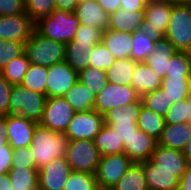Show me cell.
<instances>
[{
  "mask_svg": "<svg viewBox=\"0 0 191 190\" xmlns=\"http://www.w3.org/2000/svg\"><path fill=\"white\" fill-rule=\"evenodd\" d=\"M76 111L63 97L47 98L40 125L52 131L65 133Z\"/></svg>",
  "mask_w": 191,
  "mask_h": 190,
  "instance_id": "11",
  "label": "cell"
},
{
  "mask_svg": "<svg viewBox=\"0 0 191 190\" xmlns=\"http://www.w3.org/2000/svg\"><path fill=\"white\" fill-rule=\"evenodd\" d=\"M165 76H191V53H175L168 61V72Z\"/></svg>",
  "mask_w": 191,
  "mask_h": 190,
  "instance_id": "41",
  "label": "cell"
},
{
  "mask_svg": "<svg viewBox=\"0 0 191 190\" xmlns=\"http://www.w3.org/2000/svg\"><path fill=\"white\" fill-rule=\"evenodd\" d=\"M142 105V98H140L126 106L109 110L104 114V123L137 124Z\"/></svg>",
  "mask_w": 191,
  "mask_h": 190,
  "instance_id": "29",
  "label": "cell"
},
{
  "mask_svg": "<svg viewBox=\"0 0 191 190\" xmlns=\"http://www.w3.org/2000/svg\"><path fill=\"white\" fill-rule=\"evenodd\" d=\"M88 55L90 57L89 67H94L103 71H107L116 60L102 42L96 44Z\"/></svg>",
  "mask_w": 191,
  "mask_h": 190,
  "instance_id": "40",
  "label": "cell"
},
{
  "mask_svg": "<svg viewBox=\"0 0 191 190\" xmlns=\"http://www.w3.org/2000/svg\"><path fill=\"white\" fill-rule=\"evenodd\" d=\"M161 88L171 104L187 99L191 94V76H165Z\"/></svg>",
  "mask_w": 191,
  "mask_h": 190,
  "instance_id": "26",
  "label": "cell"
},
{
  "mask_svg": "<svg viewBox=\"0 0 191 190\" xmlns=\"http://www.w3.org/2000/svg\"><path fill=\"white\" fill-rule=\"evenodd\" d=\"M183 154L185 156V159L187 161L188 165H191V138L185 148L183 149Z\"/></svg>",
  "mask_w": 191,
  "mask_h": 190,
  "instance_id": "57",
  "label": "cell"
},
{
  "mask_svg": "<svg viewBox=\"0 0 191 190\" xmlns=\"http://www.w3.org/2000/svg\"><path fill=\"white\" fill-rule=\"evenodd\" d=\"M103 32L97 27L80 25L75 38L67 44H77L82 47H94L102 40Z\"/></svg>",
  "mask_w": 191,
  "mask_h": 190,
  "instance_id": "43",
  "label": "cell"
},
{
  "mask_svg": "<svg viewBox=\"0 0 191 190\" xmlns=\"http://www.w3.org/2000/svg\"><path fill=\"white\" fill-rule=\"evenodd\" d=\"M95 145L101 155H113L124 153V143L120 141L115 130L104 124L94 139Z\"/></svg>",
  "mask_w": 191,
  "mask_h": 190,
  "instance_id": "27",
  "label": "cell"
},
{
  "mask_svg": "<svg viewBox=\"0 0 191 190\" xmlns=\"http://www.w3.org/2000/svg\"><path fill=\"white\" fill-rule=\"evenodd\" d=\"M148 0H121L120 9L129 11H144Z\"/></svg>",
  "mask_w": 191,
  "mask_h": 190,
  "instance_id": "51",
  "label": "cell"
},
{
  "mask_svg": "<svg viewBox=\"0 0 191 190\" xmlns=\"http://www.w3.org/2000/svg\"><path fill=\"white\" fill-rule=\"evenodd\" d=\"M66 44L55 42L35 30L24 43V53L31 64L49 67L65 60Z\"/></svg>",
  "mask_w": 191,
  "mask_h": 190,
  "instance_id": "3",
  "label": "cell"
},
{
  "mask_svg": "<svg viewBox=\"0 0 191 190\" xmlns=\"http://www.w3.org/2000/svg\"><path fill=\"white\" fill-rule=\"evenodd\" d=\"M12 168H36L35 158L29 147L13 150Z\"/></svg>",
  "mask_w": 191,
  "mask_h": 190,
  "instance_id": "46",
  "label": "cell"
},
{
  "mask_svg": "<svg viewBox=\"0 0 191 190\" xmlns=\"http://www.w3.org/2000/svg\"><path fill=\"white\" fill-rule=\"evenodd\" d=\"M69 139L64 133L52 131L39 123L36 125L29 148L39 170L55 158L66 155Z\"/></svg>",
  "mask_w": 191,
  "mask_h": 190,
  "instance_id": "1",
  "label": "cell"
},
{
  "mask_svg": "<svg viewBox=\"0 0 191 190\" xmlns=\"http://www.w3.org/2000/svg\"><path fill=\"white\" fill-rule=\"evenodd\" d=\"M38 123L19 114L7 115V141L13 148L29 147Z\"/></svg>",
  "mask_w": 191,
  "mask_h": 190,
  "instance_id": "16",
  "label": "cell"
},
{
  "mask_svg": "<svg viewBox=\"0 0 191 190\" xmlns=\"http://www.w3.org/2000/svg\"><path fill=\"white\" fill-rule=\"evenodd\" d=\"M13 85L0 74V116L10 114V96Z\"/></svg>",
  "mask_w": 191,
  "mask_h": 190,
  "instance_id": "47",
  "label": "cell"
},
{
  "mask_svg": "<svg viewBox=\"0 0 191 190\" xmlns=\"http://www.w3.org/2000/svg\"><path fill=\"white\" fill-rule=\"evenodd\" d=\"M165 38L177 52L191 53V4H173Z\"/></svg>",
  "mask_w": 191,
  "mask_h": 190,
  "instance_id": "4",
  "label": "cell"
},
{
  "mask_svg": "<svg viewBox=\"0 0 191 190\" xmlns=\"http://www.w3.org/2000/svg\"><path fill=\"white\" fill-rule=\"evenodd\" d=\"M133 163L125 153L102 156L95 173L98 187L111 189Z\"/></svg>",
  "mask_w": 191,
  "mask_h": 190,
  "instance_id": "9",
  "label": "cell"
},
{
  "mask_svg": "<svg viewBox=\"0 0 191 190\" xmlns=\"http://www.w3.org/2000/svg\"><path fill=\"white\" fill-rule=\"evenodd\" d=\"M137 61L132 58L116 59L106 71L109 83L132 86V79Z\"/></svg>",
  "mask_w": 191,
  "mask_h": 190,
  "instance_id": "28",
  "label": "cell"
},
{
  "mask_svg": "<svg viewBox=\"0 0 191 190\" xmlns=\"http://www.w3.org/2000/svg\"><path fill=\"white\" fill-rule=\"evenodd\" d=\"M79 81L86 85L95 95L99 94L108 83L106 71L87 67L78 73Z\"/></svg>",
  "mask_w": 191,
  "mask_h": 190,
  "instance_id": "36",
  "label": "cell"
},
{
  "mask_svg": "<svg viewBox=\"0 0 191 190\" xmlns=\"http://www.w3.org/2000/svg\"><path fill=\"white\" fill-rule=\"evenodd\" d=\"M7 174L13 190H38L37 168H11Z\"/></svg>",
  "mask_w": 191,
  "mask_h": 190,
  "instance_id": "32",
  "label": "cell"
},
{
  "mask_svg": "<svg viewBox=\"0 0 191 190\" xmlns=\"http://www.w3.org/2000/svg\"><path fill=\"white\" fill-rule=\"evenodd\" d=\"M168 1L174 4H179V3L191 4V0H168Z\"/></svg>",
  "mask_w": 191,
  "mask_h": 190,
  "instance_id": "58",
  "label": "cell"
},
{
  "mask_svg": "<svg viewBox=\"0 0 191 190\" xmlns=\"http://www.w3.org/2000/svg\"><path fill=\"white\" fill-rule=\"evenodd\" d=\"M178 190H191V165H187L184 174L179 180Z\"/></svg>",
  "mask_w": 191,
  "mask_h": 190,
  "instance_id": "54",
  "label": "cell"
},
{
  "mask_svg": "<svg viewBox=\"0 0 191 190\" xmlns=\"http://www.w3.org/2000/svg\"><path fill=\"white\" fill-rule=\"evenodd\" d=\"M87 0H76L77 5L86 2Z\"/></svg>",
  "mask_w": 191,
  "mask_h": 190,
  "instance_id": "60",
  "label": "cell"
},
{
  "mask_svg": "<svg viewBox=\"0 0 191 190\" xmlns=\"http://www.w3.org/2000/svg\"><path fill=\"white\" fill-rule=\"evenodd\" d=\"M190 138L191 125L188 122L182 124H165L163 133L158 139V144L183 151Z\"/></svg>",
  "mask_w": 191,
  "mask_h": 190,
  "instance_id": "21",
  "label": "cell"
},
{
  "mask_svg": "<svg viewBox=\"0 0 191 190\" xmlns=\"http://www.w3.org/2000/svg\"><path fill=\"white\" fill-rule=\"evenodd\" d=\"M163 78L156 75L144 62H138L132 79V87L142 97L144 94L161 88Z\"/></svg>",
  "mask_w": 191,
  "mask_h": 190,
  "instance_id": "22",
  "label": "cell"
},
{
  "mask_svg": "<svg viewBox=\"0 0 191 190\" xmlns=\"http://www.w3.org/2000/svg\"><path fill=\"white\" fill-rule=\"evenodd\" d=\"M25 12L24 0H0V16H11Z\"/></svg>",
  "mask_w": 191,
  "mask_h": 190,
  "instance_id": "48",
  "label": "cell"
},
{
  "mask_svg": "<svg viewBox=\"0 0 191 190\" xmlns=\"http://www.w3.org/2000/svg\"><path fill=\"white\" fill-rule=\"evenodd\" d=\"M0 190H13L8 174L0 176Z\"/></svg>",
  "mask_w": 191,
  "mask_h": 190,
  "instance_id": "56",
  "label": "cell"
},
{
  "mask_svg": "<svg viewBox=\"0 0 191 190\" xmlns=\"http://www.w3.org/2000/svg\"><path fill=\"white\" fill-rule=\"evenodd\" d=\"M74 111H89L94 109L96 95L80 81L76 82L63 96Z\"/></svg>",
  "mask_w": 191,
  "mask_h": 190,
  "instance_id": "25",
  "label": "cell"
},
{
  "mask_svg": "<svg viewBox=\"0 0 191 190\" xmlns=\"http://www.w3.org/2000/svg\"><path fill=\"white\" fill-rule=\"evenodd\" d=\"M74 13L81 25L97 27L102 32L109 28L110 15L96 0H87L77 5Z\"/></svg>",
  "mask_w": 191,
  "mask_h": 190,
  "instance_id": "18",
  "label": "cell"
},
{
  "mask_svg": "<svg viewBox=\"0 0 191 190\" xmlns=\"http://www.w3.org/2000/svg\"><path fill=\"white\" fill-rule=\"evenodd\" d=\"M158 140L137 128L124 143V153L134 162L141 163L151 158Z\"/></svg>",
  "mask_w": 191,
  "mask_h": 190,
  "instance_id": "17",
  "label": "cell"
},
{
  "mask_svg": "<svg viewBox=\"0 0 191 190\" xmlns=\"http://www.w3.org/2000/svg\"><path fill=\"white\" fill-rule=\"evenodd\" d=\"M189 106L187 99L180 100L171 105L168 112L164 116L165 124H177L188 122Z\"/></svg>",
  "mask_w": 191,
  "mask_h": 190,
  "instance_id": "45",
  "label": "cell"
},
{
  "mask_svg": "<svg viewBox=\"0 0 191 190\" xmlns=\"http://www.w3.org/2000/svg\"><path fill=\"white\" fill-rule=\"evenodd\" d=\"M47 80L48 70L46 66L30 64L21 85L46 95Z\"/></svg>",
  "mask_w": 191,
  "mask_h": 190,
  "instance_id": "33",
  "label": "cell"
},
{
  "mask_svg": "<svg viewBox=\"0 0 191 190\" xmlns=\"http://www.w3.org/2000/svg\"><path fill=\"white\" fill-rule=\"evenodd\" d=\"M72 172L66 157H58L38 170V190H63Z\"/></svg>",
  "mask_w": 191,
  "mask_h": 190,
  "instance_id": "13",
  "label": "cell"
},
{
  "mask_svg": "<svg viewBox=\"0 0 191 190\" xmlns=\"http://www.w3.org/2000/svg\"><path fill=\"white\" fill-rule=\"evenodd\" d=\"M80 25L75 13L55 9L35 23V31L55 42L67 44L75 38Z\"/></svg>",
  "mask_w": 191,
  "mask_h": 190,
  "instance_id": "2",
  "label": "cell"
},
{
  "mask_svg": "<svg viewBox=\"0 0 191 190\" xmlns=\"http://www.w3.org/2000/svg\"><path fill=\"white\" fill-rule=\"evenodd\" d=\"M132 42L131 58L137 62H144L153 51L155 41L148 37L145 32L138 31L133 33Z\"/></svg>",
  "mask_w": 191,
  "mask_h": 190,
  "instance_id": "37",
  "label": "cell"
},
{
  "mask_svg": "<svg viewBox=\"0 0 191 190\" xmlns=\"http://www.w3.org/2000/svg\"><path fill=\"white\" fill-rule=\"evenodd\" d=\"M7 144V116H0V145Z\"/></svg>",
  "mask_w": 191,
  "mask_h": 190,
  "instance_id": "55",
  "label": "cell"
},
{
  "mask_svg": "<svg viewBox=\"0 0 191 190\" xmlns=\"http://www.w3.org/2000/svg\"><path fill=\"white\" fill-rule=\"evenodd\" d=\"M65 157L73 172L95 174L101 155L94 140L79 139L69 140Z\"/></svg>",
  "mask_w": 191,
  "mask_h": 190,
  "instance_id": "7",
  "label": "cell"
},
{
  "mask_svg": "<svg viewBox=\"0 0 191 190\" xmlns=\"http://www.w3.org/2000/svg\"><path fill=\"white\" fill-rule=\"evenodd\" d=\"M93 47H82L77 44H66L65 61L76 72H80L89 66V55Z\"/></svg>",
  "mask_w": 191,
  "mask_h": 190,
  "instance_id": "35",
  "label": "cell"
},
{
  "mask_svg": "<svg viewBox=\"0 0 191 190\" xmlns=\"http://www.w3.org/2000/svg\"><path fill=\"white\" fill-rule=\"evenodd\" d=\"M102 8L110 15L120 9L121 0H96Z\"/></svg>",
  "mask_w": 191,
  "mask_h": 190,
  "instance_id": "52",
  "label": "cell"
},
{
  "mask_svg": "<svg viewBox=\"0 0 191 190\" xmlns=\"http://www.w3.org/2000/svg\"><path fill=\"white\" fill-rule=\"evenodd\" d=\"M177 53L176 49L166 38L155 42L153 51L149 54L147 59L144 61L153 72L164 78L168 72V61Z\"/></svg>",
  "mask_w": 191,
  "mask_h": 190,
  "instance_id": "19",
  "label": "cell"
},
{
  "mask_svg": "<svg viewBox=\"0 0 191 190\" xmlns=\"http://www.w3.org/2000/svg\"><path fill=\"white\" fill-rule=\"evenodd\" d=\"M144 11H127L119 9L110 14L109 28L114 31L136 33L144 20Z\"/></svg>",
  "mask_w": 191,
  "mask_h": 190,
  "instance_id": "24",
  "label": "cell"
},
{
  "mask_svg": "<svg viewBox=\"0 0 191 190\" xmlns=\"http://www.w3.org/2000/svg\"><path fill=\"white\" fill-rule=\"evenodd\" d=\"M137 126L143 132L147 133L150 136H153L155 139L158 140L163 133L165 120L162 115H159L155 111H152L142 105L137 121Z\"/></svg>",
  "mask_w": 191,
  "mask_h": 190,
  "instance_id": "31",
  "label": "cell"
},
{
  "mask_svg": "<svg viewBox=\"0 0 191 190\" xmlns=\"http://www.w3.org/2000/svg\"><path fill=\"white\" fill-rule=\"evenodd\" d=\"M141 98L145 107L152 111H155L163 117L166 115L172 105L162 88L148 92L144 94Z\"/></svg>",
  "mask_w": 191,
  "mask_h": 190,
  "instance_id": "38",
  "label": "cell"
},
{
  "mask_svg": "<svg viewBox=\"0 0 191 190\" xmlns=\"http://www.w3.org/2000/svg\"><path fill=\"white\" fill-rule=\"evenodd\" d=\"M104 125V115L92 109L76 112L69 122L65 136L69 140H94Z\"/></svg>",
  "mask_w": 191,
  "mask_h": 190,
  "instance_id": "10",
  "label": "cell"
},
{
  "mask_svg": "<svg viewBox=\"0 0 191 190\" xmlns=\"http://www.w3.org/2000/svg\"><path fill=\"white\" fill-rule=\"evenodd\" d=\"M109 125L116 131L120 141L123 143L128 142L130 136L134 133V130L138 128L137 124H118V123H104Z\"/></svg>",
  "mask_w": 191,
  "mask_h": 190,
  "instance_id": "50",
  "label": "cell"
},
{
  "mask_svg": "<svg viewBox=\"0 0 191 190\" xmlns=\"http://www.w3.org/2000/svg\"><path fill=\"white\" fill-rule=\"evenodd\" d=\"M173 4L168 0H148L140 31L145 32L155 42L165 38Z\"/></svg>",
  "mask_w": 191,
  "mask_h": 190,
  "instance_id": "6",
  "label": "cell"
},
{
  "mask_svg": "<svg viewBox=\"0 0 191 190\" xmlns=\"http://www.w3.org/2000/svg\"><path fill=\"white\" fill-rule=\"evenodd\" d=\"M30 61L25 53L9 62L0 74L12 85H19L30 67Z\"/></svg>",
  "mask_w": 191,
  "mask_h": 190,
  "instance_id": "34",
  "label": "cell"
},
{
  "mask_svg": "<svg viewBox=\"0 0 191 190\" xmlns=\"http://www.w3.org/2000/svg\"><path fill=\"white\" fill-rule=\"evenodd\" d=\"M111 190H149L143 166L133 163Z\"/></svg>",
  "mask_w": 191,
  "mask_h": 190,
  "instance_id": "30",
  "label": "cell"
},
{
  "mask_svg": "<svg viewBox=\"0 0 191 190\" xmlns=\"http://www.w3.org/2000/svg\"><path fill=\"white\" fill-rule=\"evenodd\" d=\"M47 70V98L63 97L79 81L78 72L72 69L65 60L47 67Z\"/></svg>",
  "mask_w": 191,
  "mask_h": 190,
  "instance_id": "12",
  "label": "cell"
},
{
  "mask_svg": "<svg viewBox=\"0 0 191 190\" xmlns=\"http://www.w3.org/2000/svg\"><path fill=\"white\" fill-rule=\"evenodd\" d=\"M55 6L58 10L74 13L77 3L76 0H55Z\"/></svg>",
  "mask_w": 191,
  "mask_h": 190,
  "instance_id": "53",
  "label": "cell"
},
{
  "mask_svg": "<svg viewBox=\"0 0 191 190\" xmlns=\"http://www.w3.org/2000/svg\"><path fill=\"white\" fill-rule=\"evenodd\" d=\"M141 96L130 85L107 83L105 88L96 95L94 110L104 115L109 110L136 102Z\"/></svg>",
  "mask_w": 191,
  "mask_h": 190,
  "instance_id": "8",
  "label": "cell"
},
{
  "mask_svg": "<svg viewBox=\"0 0 191 190\" xmlns=\"http://www.w3.org/2000/svg\"><path fill=\"white\" fill-rule=\"evenodd\" d=\"M24 53V43L0 40V71L14 58Z\"/></svg>",
  "mask_w": 191,
  "mask_h": 190,
  "instance_id": "44",
  "label": "cell"
},
{
  "mask_svg": "<svg viewBox=\"0 0 191 190\" xmlns=\"http://www.w3.org/2000/svg\"><path fill=\"white\" fill-rule=\"evenodd\" d=\"M95 174L71 172L63 190H98Z\"/></svg>",
  "mask_w": 191,
  "mask_h": 190,
  "instance_id": "39",
  "label": "cell"
},
{
  "mask_svg": "<svg viewBox=\"0 0 191 190\" xmlns=\"http://www.w3.org/2000/svg\"><path fill=\"white\" fill-rule=\"evenodd\" d=\"M187 102H188L189 114H190L189 119H188V123L191 125V94L188 96Z\"/></svg>",
  "mask_w": 191,
  "mask_h": 190,
  "instance_id": "59",
  "label": "cell"
},
{
  "mask_svg": "<svg viewBox=\"0 0 191 190\" xmlns=\"http://www.w3.org/2000/svg\"><path fill=\"white\" fill-rule=\"evenodd\" d=\"M35 30V23L27 13L0 16V40L25 43Z\"/></svg>",
  "mask_w": 191,
  "mask_h": 190,
  "instance_id": "14",
  "label": "cell"
},
{
  "mask_svg": "<svg viewBox=\"0 0 191 190\" xmlns=\"http://www.w3.org/2000/svg\"><path fill=\"white\" fill-rule=\"evenodd\" d=\"M25 11L31 20L36 23L41 18L47 17L55 9V0H24Z\"/></svg>",
  "mask_w": 191,
  "mask_h": 190,
  "instance_id": "42",
  "label": "cell"
},
{
  "mask_svg": "<svg viewBox=\"0 0 191 190\" xmlns=\"http://www.w3.org/2000/svg\"><path fill=\"white\" fill-rule=\"evenodd\" d=\"M47 96L27 89L23 85H13L10 96V114H19L40 123Z\"/></svg>",
  "mask_w": 191,
  "mask_h": 190,
  "instance_id": "5",
  "label": "cell"
},
{
  "mask_svg": "<svg viewBox=\"0 0 191 190\" xmlns=\"http://www.w3.org/2000/svg\"><path fill=\"white\" fill-rule=\"evenodd\" d=\"M149 190H178L184 172H171L161 168L151 158L140 163Z\"/></svg>",
  "mask_w": 191,
  "mask_h": 190,
  "instance_id": "15",
  "label": "cell"
},
{
  "mask_svg": "<svg viewBox=\"0 0 191 190\" xmlns=\"http://www.w3.org/2000/svg\"><path fill=\"white\" fill-rule=\"evenodd\" d=\"M151 159L161 168L171 172H185L187 161L181 150L167 148L157 144Z\"/></svg>",
  "mask_w": 191,
  "mask_h": 190,
  "instance_id": "23",
  "label": "cell"
},
{
  "mask_svg": "<svg viewBox=\"0 0 191 190\" xmlns=\"http://www.w3.org/2000/svg\"><path fill=\"white\" fill-rule=\"evenodd\" d=\"M133 33L108 29L103 32L101 42L112 53L115 59L131 58Z\"/></svg>",
  "mask_w": 191,
  "mask_h": 190,
  "instance_id": "20",
  "label": "cell"
},
{
  "mask_svg": "<svg viewBox=\"0 0 191 190\" xmlns=\"http://www.w3.org/2000/svg\"><path fill=\"white\" fill-rule=\"evenodd\" d=\"M13 148L7 145H0V176L7 174L12 168Z\"/></svg>",
  "mask_w": 191,
  "mask_h": 190,
  "instance_id": "49",
  "label": "cell"
}]
</instances>
